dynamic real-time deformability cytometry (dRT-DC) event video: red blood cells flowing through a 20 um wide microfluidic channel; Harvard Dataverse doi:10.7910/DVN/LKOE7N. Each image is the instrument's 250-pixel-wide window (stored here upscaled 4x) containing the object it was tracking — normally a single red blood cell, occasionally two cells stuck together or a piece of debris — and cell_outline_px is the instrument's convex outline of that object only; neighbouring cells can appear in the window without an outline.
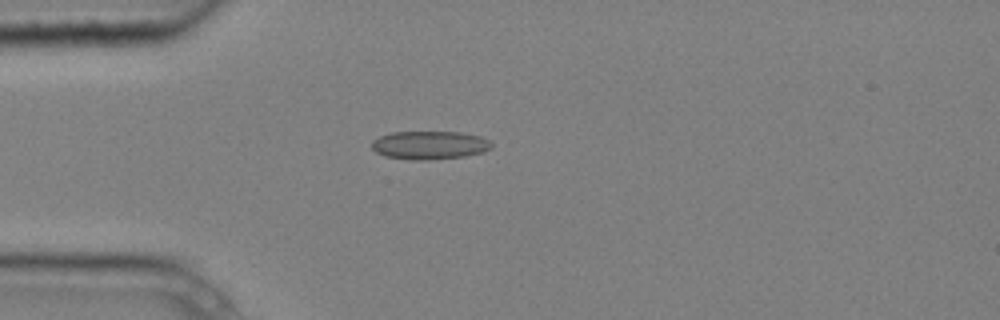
{"species": "common noctule bat (a hibernating species)", "species_latin": "Nyctalus noctula", "temperature_condition": "cold", "stored_images_in_passage": 4, "camera_frame_rate_fps": 3000, "um_per_image_px": 0.085, "animal": {"sex": "male", "body_mass_g": 20.4}, "frame": {"image": 1, "passage_image": 4, "time_ms": 1.0, "image_size_px": [1000, 320], "cell_outline_px": [[492, 148], [484, 152], [464, 156], [428, 160], [412, 160], [384, 156], [376, 152], [372, 148], [372, 140], [380, 136], [392, 132], [460, 132], [480, 136], [488, 140], [492, 144]], "centroid_in_image_um": [36.51, 12.34], "position_along_channel_um": 48.5, "area_um2": 19.83}}